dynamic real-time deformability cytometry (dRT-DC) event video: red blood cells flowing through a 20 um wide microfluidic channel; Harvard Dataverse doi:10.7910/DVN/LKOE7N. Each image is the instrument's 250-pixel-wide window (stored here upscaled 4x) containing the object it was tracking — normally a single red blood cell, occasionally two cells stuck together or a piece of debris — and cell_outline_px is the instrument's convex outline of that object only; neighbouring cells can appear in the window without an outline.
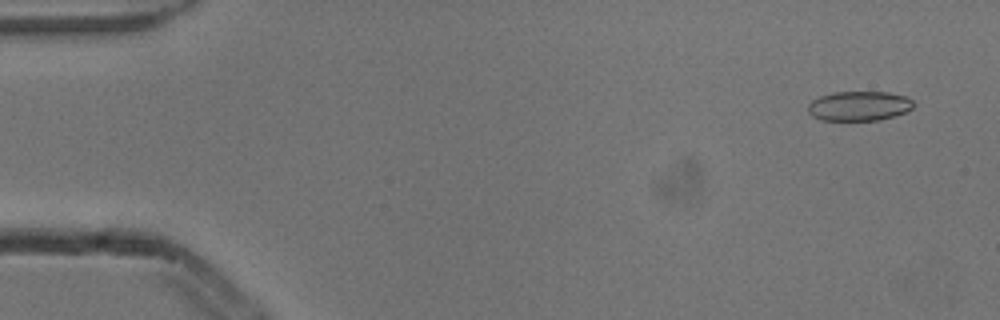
{"species": "common noctule bat (a hibernating species)", "species_latin": "Nyctalus noctula", "temperature_condition": "cold", "stored_images_in_passage": 4, "camera_frame_rate_fps": 3000, "um_per_image_px": 0.085, "animal": {"sex": "male", "body_mass_g": 13.3}, "frame": {"image": 1, "passage_image": 1, "time_ms": 0.0, "image_size_px": [1000, 320], "cell_outline_px": [[912, 108], [896, 116], [880, 120], [820, 120], [812, 116], [808, 112], [808, 104], [812, 100], [820, 96], [832, 92], [888, 92], [904, 96], [912, 100]], "centroid_in_image_um": [72.98, 9.01], "position_along_channel_um": 12.0, "area_um2": 18.21}}
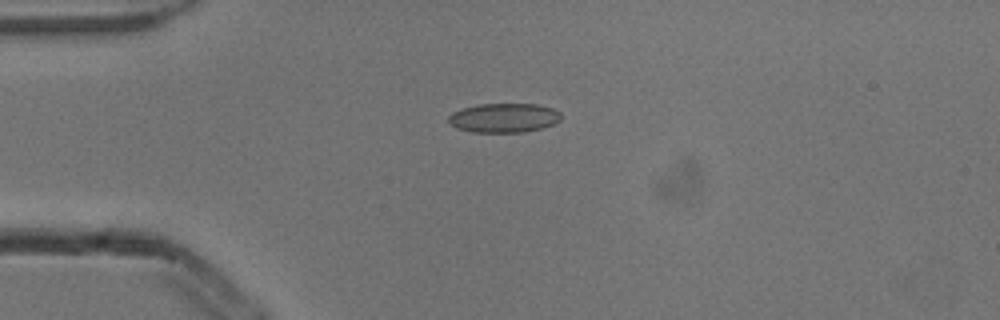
{"frame": {"image": 2, "passage_image": 4, "time_ms": 1.0, "image_size_px": [1000, 320], "cell_outline_px": [[560, 120], [552, 124], [540, 128], [524, 132], [472, 132], [456, 128], [448, 124], [448, 116], [452, 112], [464, 108], [480, 104], [536, 104], [552, 108], [560, 112]], "centroid_in_image_um": [42.79, 10.02], "position_along_channel_um": 42.2, "area_um2": 19.13}}